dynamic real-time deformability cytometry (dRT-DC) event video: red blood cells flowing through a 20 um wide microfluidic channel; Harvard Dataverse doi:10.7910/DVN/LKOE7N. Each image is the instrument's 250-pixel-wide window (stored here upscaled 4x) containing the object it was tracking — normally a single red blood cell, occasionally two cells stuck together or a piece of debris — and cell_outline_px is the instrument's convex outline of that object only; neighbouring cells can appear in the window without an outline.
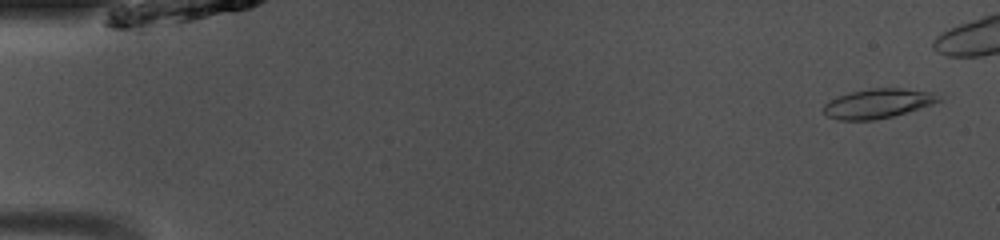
{"species": "common noctule bat (a hibernating species)", "species_latin": "Nyctalus noctula", "temperature_condition": "room temperature", "stored_images_in_passage": 40, "camera_frame_rate_fps": 3000, "um_per_image_px": 0.085, "animal": {"sex": "male", "body_mass_g": 13.0, "forearm_length_mm": 53.1}, "frame": {"image": 1, "passage_image": 2, "time_ms": 0.333, "image_size_px": [1000, 240], "cell_outline_px": [[940, 100], [932, 104], [892, 116], [872, 120], [836, 120], [828, 116], [820, 108], [828, 100], [852, 92], [872, 88], [904, 88], [936, 92]], "centroid_in_image_um": [74.58, 8.79], "position_along_channel_um": 10.4, "area_um2": 19.65}}
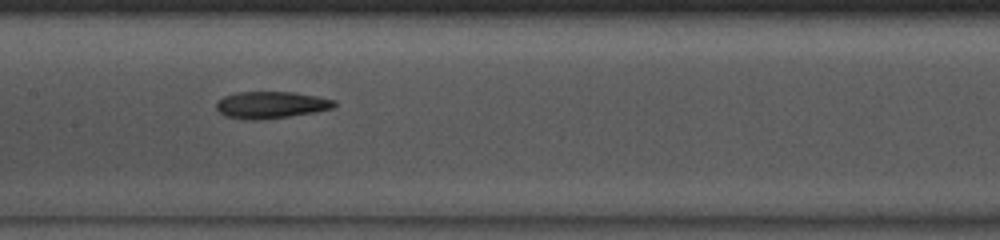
{"frame": {"image": 2, "passage_image": 24, "time_ms": 7.667, "image_size_px": [1000, 240], "cell_outline_px": [[336, 108], [288, 116], [260, 120], [248, 120], [224, 116], [216, 108], [216, 104], [224, 96], [236, 92], [296, 92], [336, 100]], "centroid_in_image_um": [23.05, 8.91], "position_along_channel_um": 184.4, "area_um2": 18.5}}
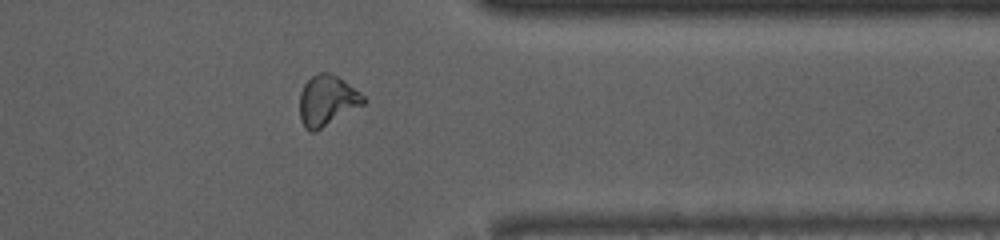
{"frame": {"image": 3, "passage_image": 39, "time_ms": 12.667, "image_size_px": [1000, 240], "cell_outline_px": [[368, 100], [364, 104], [320, 128], [312, 132], [304, 128], [300, 120], [300, 92], [304, 84], [316, 72], [328, 72], [344, 80], [360, 92]], "centroid_in_image_um": [27.79, 8.52], "position_along_channel_um": 383.6, "area_um2": 18.61}}